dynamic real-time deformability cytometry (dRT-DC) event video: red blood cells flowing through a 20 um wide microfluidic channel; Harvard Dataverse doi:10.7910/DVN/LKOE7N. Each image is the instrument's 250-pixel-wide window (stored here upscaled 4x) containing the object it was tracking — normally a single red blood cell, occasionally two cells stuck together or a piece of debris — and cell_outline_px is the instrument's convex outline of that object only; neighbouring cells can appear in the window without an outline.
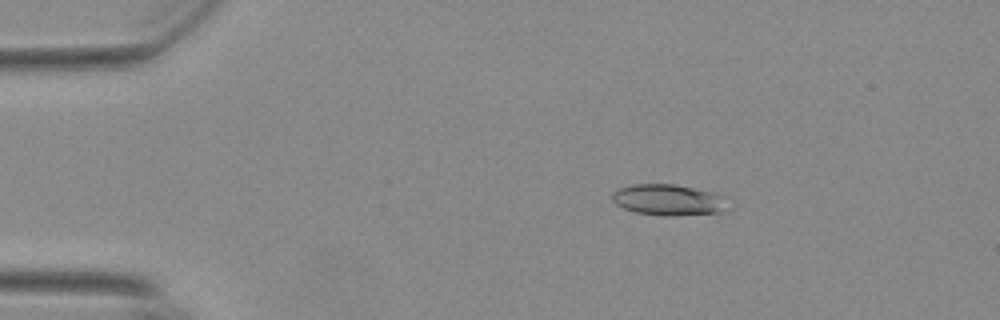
{"species": "Egyptian fruit bat (a non-hibernating species)", "species_latin": "Rousettus aegyptiacus", "temperature_condition": "warm", "stored_images_in_passage": 52, "camera_frame_rate_fps": 3000, "um_per_image_px": 0.085, "animal": {"sex": "female"}, "frame": {"image": 1, "passage_image": 7, "time_ms": 2.0, "image_size_px": [1000, 320], "cell_outline_px": [[720, 212], [676, 216], [664, 216], [636, 212], [624, 208], [616, 204], [612, 200], [612, 192], [616, 188], [632, 184], [672, 184], [712, 192], [720, 196]], "centroid_in_image_um": [56.62, 16.98], "position_along_channel_um": 28.4, "area_um2": 20.29}}
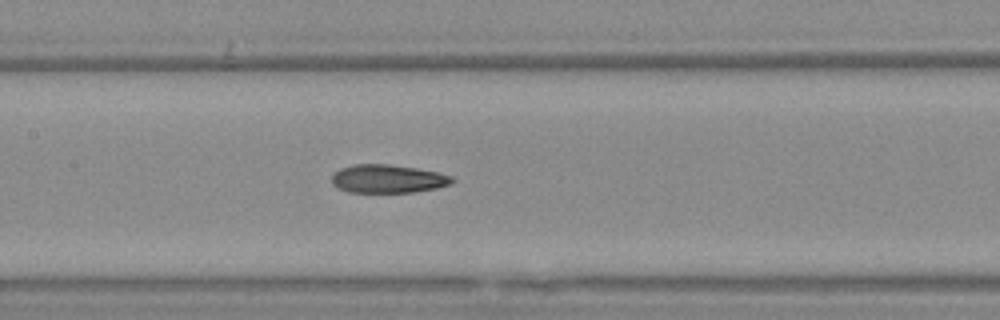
{"frame": {"image": 2, "passage_image": 24, "time_ms": 7.667, "image_size_px": [1000, 320], "cell_outline_px": [[456, 180], [448, 184], [436, 188], [412, 192], [348, 192], [336, 188], [332, 184], [332, 176], [340, 168], [356, 164], [388, 164], [416, 168], [436, 172], [452, 176]], "centroid_in_image_um": [32.93, 15.2], "position_along_channel_um": 174.5, "area_um2": 19.77}}
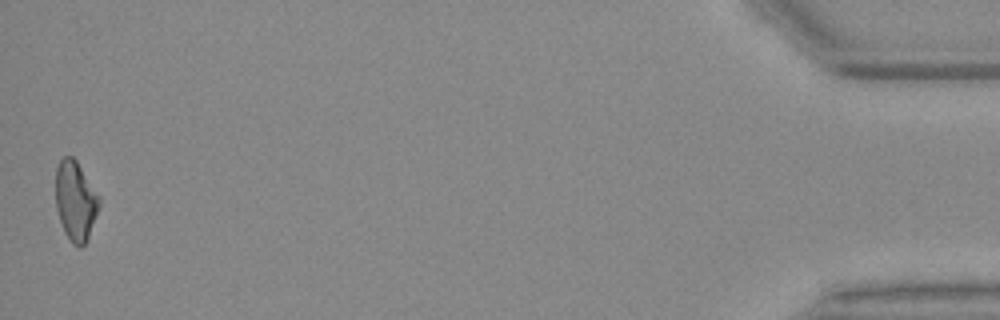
{"frame": {"image": 3, "passage_image": 52, "time_ms": 17.0, "image_size_px": [1000, 320], "cell_outline_px": [[100, 204], [88, 236], [84, 244], [80, 248], [72, 244], [64, 232], [56, 208], [56, 168], [60, 160], [64, 156], [72, 156], [76, 160], [100, 196]], "centroid_in_image_um": [6.41, 17.06], "position_along_channel_um": 428.8, "area_um2": 20.06}, "authors_computed_cell_mechanics": {"area_um2": 20.3456, "velocity_mm_per_s": 3.7229, "shape_relaxation_time_tau1_ms": 5.8628, "shape_relaxation_time_tau2_ms": 3.2033, "deformation_change_tau1": 0.1903, "deformation_change_tau2": 0.1168}}